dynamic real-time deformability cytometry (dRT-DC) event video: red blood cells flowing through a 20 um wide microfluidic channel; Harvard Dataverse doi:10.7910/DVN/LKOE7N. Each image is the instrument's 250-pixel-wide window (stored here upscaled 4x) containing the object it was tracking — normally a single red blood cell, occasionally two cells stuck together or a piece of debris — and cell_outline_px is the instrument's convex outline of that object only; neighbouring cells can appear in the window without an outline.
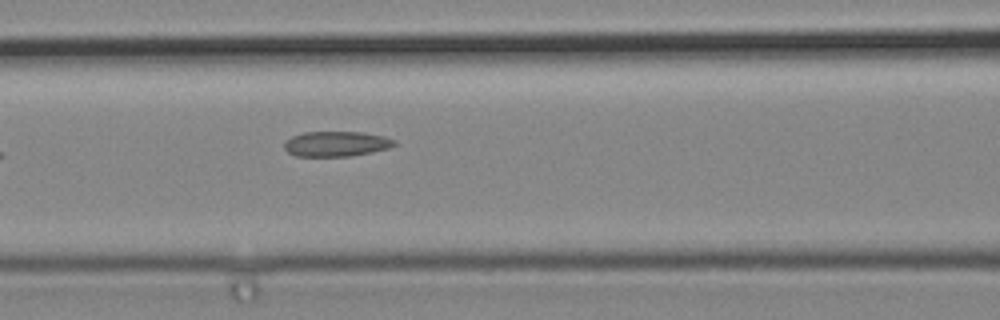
{"species": "common noctule bat (a hibernating species)", "species_latin": "Nyctalus noctula", "temperature_condition": "cold", "stored_images_in_passage": 3, "camera_frame_rate_fps": 3000, "um_per_image_px": 0.085, "animal": {"sex": "male", "body_mass_g": 19.2, "forearm_length_mm": 51.8}, "frame": {"image": 1, "passage_image": 3, "time_ms": 0.667, "image_size_px": [1000, 320], "cell_outline_px": [[396, 144], [388, 148], [352, 156], [296, 156], [288, 152], [284, 148], [284, 140], [292, 136], [304, 132], [364, 132], [384, 136], [396, 140]], "centroid_in_image_um": [28.56, 12.22], "position_along_channel_um": 138.0, "area_um2": 16.18}}